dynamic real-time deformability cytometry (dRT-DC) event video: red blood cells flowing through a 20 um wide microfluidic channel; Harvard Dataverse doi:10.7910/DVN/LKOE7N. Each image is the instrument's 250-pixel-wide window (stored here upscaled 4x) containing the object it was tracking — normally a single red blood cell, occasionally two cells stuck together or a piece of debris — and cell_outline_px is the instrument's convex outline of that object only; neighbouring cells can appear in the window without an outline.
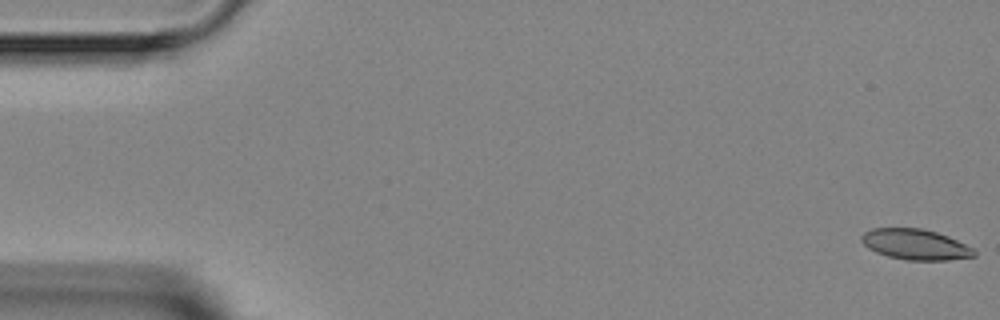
{"species": "Egyptian fruit bat (a non-hibernating species)", "species_latin": "Rousettus aegyptiacus", "temperature_condition": "room temperature", "stored_images_in_passage": 4, "camera_frame_rate_fps": 3000, "um_per_image_px": 0.085, "animal": {"sex": "female"}, "frame": {"image": 1, "passage_image": 1, "time_ms": 0.0, "image_size_px": [1000, 320], "cell_outline_px": [[976, 256], [948, 260], [904, 260], [888, 256], [876, 252], [868, 248], [860, 240], [860, 236], [864, 232], [872, 228], [920, 228], [936, 232], [948, 236], [972, 248], [976, 252]], "centroid_in_image_um": [77.78, 20.78], "position_along_channel_um": 7.2, "area_um2": 20.06}}